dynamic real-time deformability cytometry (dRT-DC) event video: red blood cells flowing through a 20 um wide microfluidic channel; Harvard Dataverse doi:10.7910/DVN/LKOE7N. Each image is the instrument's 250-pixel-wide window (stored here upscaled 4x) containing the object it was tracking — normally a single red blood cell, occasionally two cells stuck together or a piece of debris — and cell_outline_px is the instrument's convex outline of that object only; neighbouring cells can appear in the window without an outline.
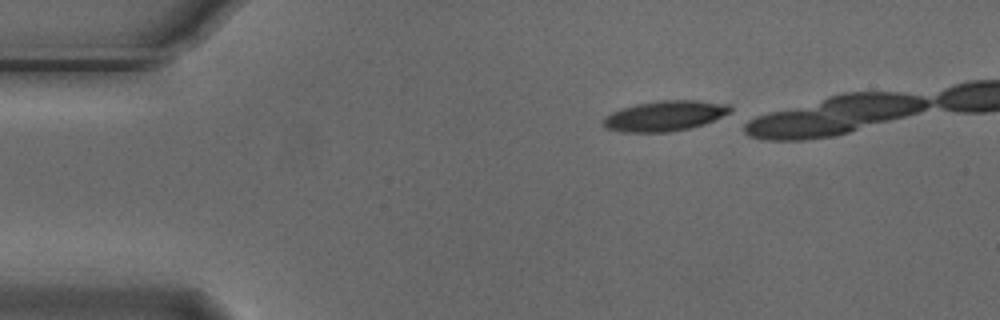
{"species": "Egyptian fruit bat (a non-hibernating species)", "species_latin": "Rousettus aegyptiacus", "temperature_condition": "cold", "stored_images_in_passage": 6, "camera_frame_rate_fps": 3000, "um_per_image_px": 0.085, "animal": {"sex": "male"}, "frame": {"image": 1, "passage_image": 1, "time_ms": 0.0, "image_size_px": [1000, 320], "cell_outline_px": [[732, 112], [704, 124], [688, 128], [668, 132], [620, 132], [604, 128], [600, 120], [604, 116], [612, 112], [636, 104], [656, 100], [696, 100], [728, 104], [732, 108]], "centroid_in_image_um": [56.47, 9.85], "position_along_channel_um": 28.5, "area_um2": 22.6}}
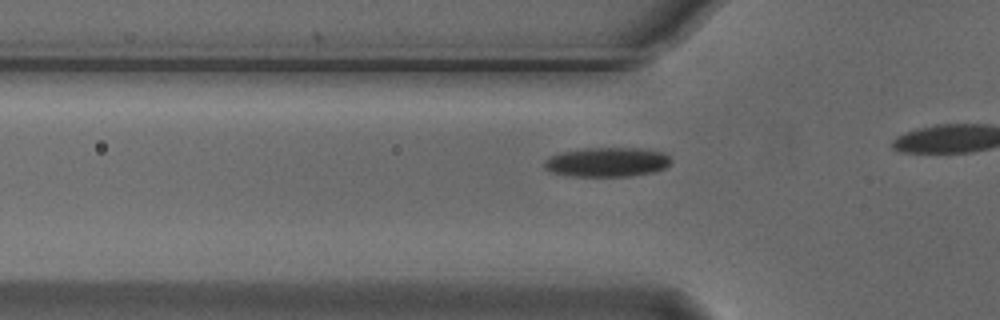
{"frame": {"image": 2, "passage_image": 6, "time_ms": 1.667, "image_size_px": [1000, 320], "cell_outline_px": [[672, 160], [664, 168], [652, 172], [632, 176], [564, 176], [548, 172], [544, 168], [544, 160], [560, 152], [584, 148], [644, 148], [664, 152]], "centroid_in_image_um": [51.56, 13.78], "position_along_channel_um": 74.2, "area_um2": 21.96}}